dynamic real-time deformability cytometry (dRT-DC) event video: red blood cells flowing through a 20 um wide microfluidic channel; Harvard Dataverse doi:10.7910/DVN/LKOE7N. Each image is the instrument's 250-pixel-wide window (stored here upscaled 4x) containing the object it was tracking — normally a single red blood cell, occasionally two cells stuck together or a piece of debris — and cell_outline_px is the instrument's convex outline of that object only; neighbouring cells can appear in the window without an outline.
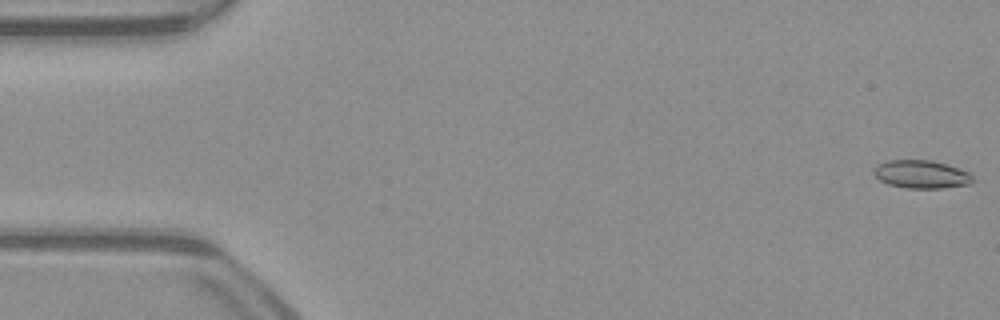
{"species": "common noctule bat (a hibernating species)", "species_latin": "Nyctalus noctula", "temperature_condition": "warm", "stored_images_in_passage": 52, "camera_frame_rate_fps": 3000, "um_per_image_px": 0.085, "animal": {"sex": "male", "body_mass_g": 23.1, "forearm_length_mm": 52.7}, "frame": {"image": 1, "passage_image": 1, "time_ms": 0.0, "image_size_px": [1000, 320], "cell_outline_px": [[972, 184], [944, 188], [904, 188], [888, 184], [880, 180], [872, 172], [880, 164], [888, 160], [932, 160], [968, 172], [972, 176]], "centroid_in_image_um": [78.31, 14.83], "position_along_channel_um": 6.7, "area_um2": 16.01}}
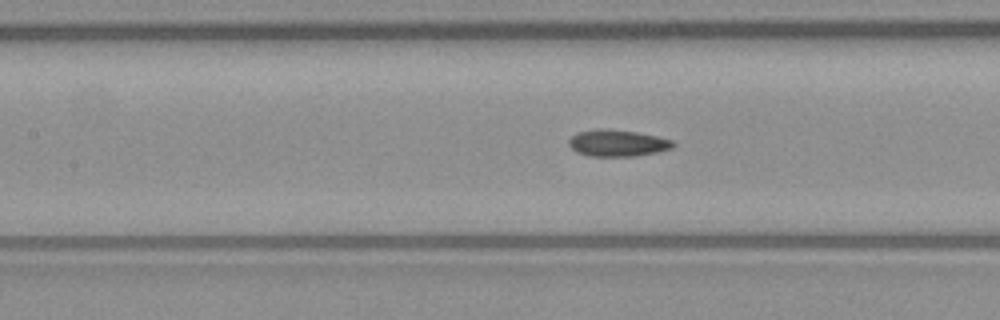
{"frame": {"image": 2, "passage_image": 23, "time_ms": 7.333, "image_size_px": [1000, 320], "cell_outline_px": [[676, 144], [672, 148], [656, 152], [636, 156], [588, 156], [576, 152], [568, 144], [568, 140], [576, 132], [596, 128], [608, 128], [636, 132], [656, 136], [672, 140]], "centroid_in_image_um": [52.45, 12.15], "position_along_channel_um": 155.0, "area_um2": 16.36}}
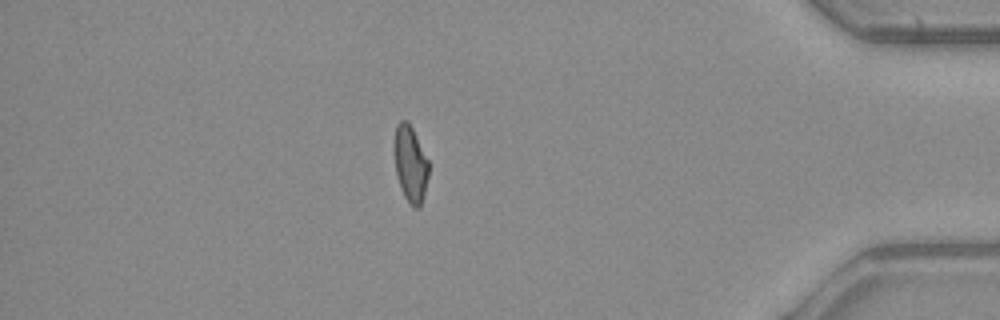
{"frame": {"image": 3, "passage_image": 45, "time_ms": 14.667, "image_size_px": [1000, 320], "cell_outline_px": [[428, 176], [420, 208], [416, 208], [408, 204], [400, 188], [396, 172], [392, 148], [396, 124], [400, 120], [408, 120], [428, 160]], "centroid_in_image_um": [34.84, 13.91], "position_along_channel_um": 400.4, "area_um2": 15.55}, "authors_computed_cell_mechanics": {"area_um2": 16.0395, "velocity_mm_per_s": 3.9741, "shape_relaxation_time_tau1_ms": null, "shape_relaxation_time_tau2_ms": 3.5216, "deformation_change_tau1": null, "deformation_change_tau2": 0.0985}}